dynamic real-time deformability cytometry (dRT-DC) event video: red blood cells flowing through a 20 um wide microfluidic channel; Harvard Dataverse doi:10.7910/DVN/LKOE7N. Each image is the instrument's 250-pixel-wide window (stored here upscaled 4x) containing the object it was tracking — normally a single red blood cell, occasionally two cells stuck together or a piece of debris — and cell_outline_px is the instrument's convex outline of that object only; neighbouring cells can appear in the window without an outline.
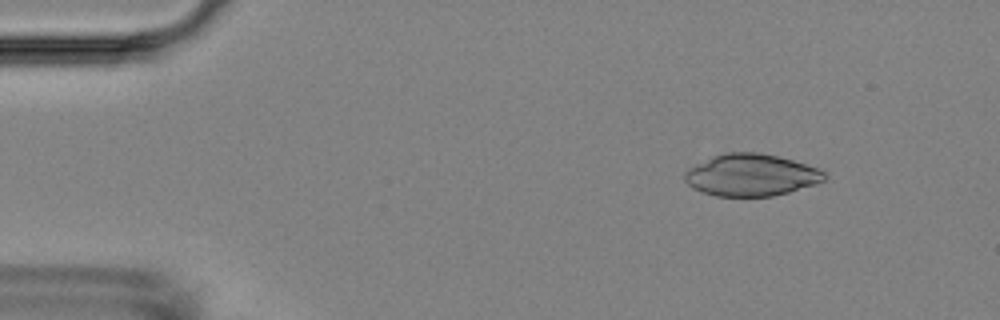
{"species": "Egyptian fruit bat (a non-hibernating species)", "species_latin": "Rousettus aegyptiacus", "temperature_condition": "room temperature", "stored_images_in_passage": 55, "camera_frame_rate_fps": 3000, "um_per_image_px": 0.085, "animal": {"sex": "female"}, "frame": {"image": 1, "passage_image": 7, "time_ms": 2.0, "image_size_px": [1000, 320], "cell_outline_px": [[824, 180], [816, 184], [788, 192], [772, 196], [716, 196], [700, 192], [692, 188], [684, 180], [684, 172], [688, 168], [696, 164], [724, 152], [756, 152], [776, 156], [792, 160], [816, 168], [824, 172]], "centroid_in_image_um": [63.79, 14.89], "position_along_channel_um": 21.2, "area_um2": 33.93}}
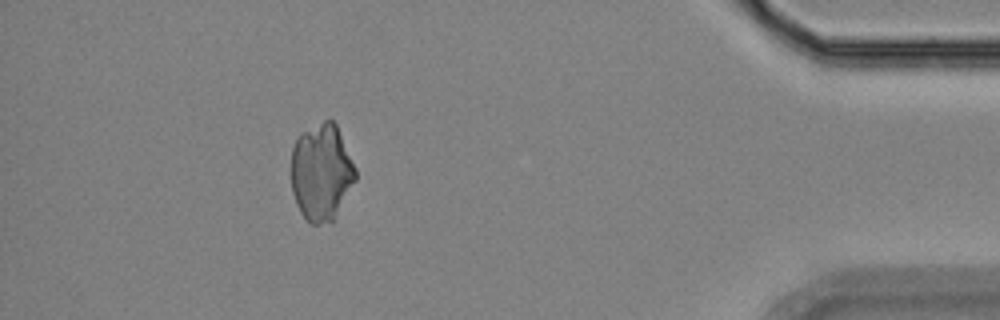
{"frame": {"image": 2, "passage_image": 50, "time_ms": 16.333, "image_size_px": [1000, 320], "cell_outline_px": [[356, 180], [332, 224], [312, 224], [300, 212], [296, 204], [292, 192], [292, 148], [296, 136], [300, 132], [324, 120], [332, 120], [336, 124], [356, 168]], "centroid_in_image_um": [27.32, 14.65], "position_along_channel_um": 407.9, "area_um2": 36.65}}